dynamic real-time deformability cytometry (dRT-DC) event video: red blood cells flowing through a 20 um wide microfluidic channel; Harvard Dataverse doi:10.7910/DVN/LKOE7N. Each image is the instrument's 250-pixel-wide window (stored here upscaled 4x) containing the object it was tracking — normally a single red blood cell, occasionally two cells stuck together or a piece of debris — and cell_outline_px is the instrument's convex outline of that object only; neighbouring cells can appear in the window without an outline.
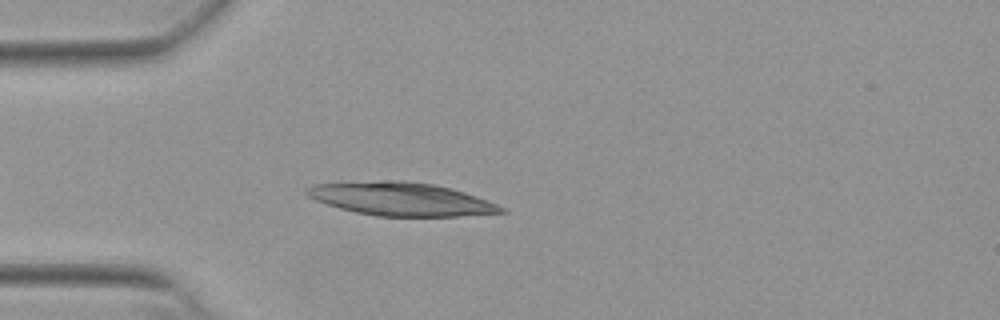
{"species": "Egyptian fruit bat (a non-hibernating species)", "species_latin": "Rousettus aegyptiacus", "temperature_condition": "warm", "stored_images_in_passage": 33, "camera_frame_rate_fps": 3000, "um_per_image_px": 0.085, "animal": {"sex": "female"}, "frame": {"image": 1, "passage_image": 6, "time_ms": 1.667, "image_size_px": [1000, 320], "cell_outline_px": [[508, 212], [456, 216], [376, 216], [356, 212], [340, 208], [316, 200], [308, 196], [304, 192], [304, 188], [312, 184], [396, 180], [432, 184], [464, 192], [476, 196], [496, 204], [504, 208]], "centroid_in_image_um": [34.06, 16.92], "position_along_channel_um": 50.9, "area_um2": 37.17}}
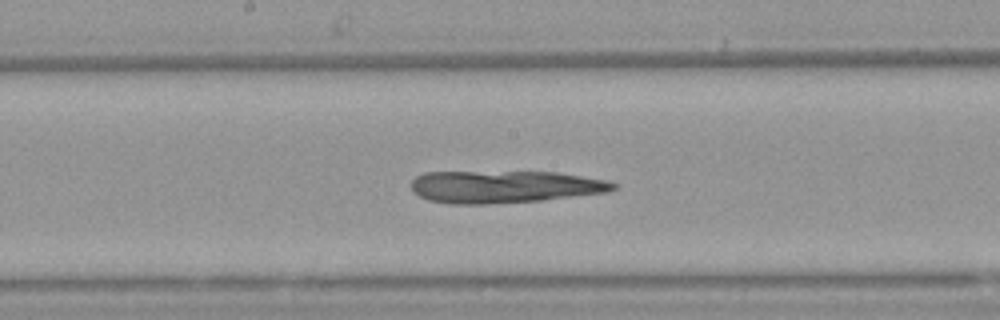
{"frame": {"image": 2, "passage_image": 19, "time_ms": 6.0, "image_size_px": [1000, 320], "cell_outline_px": [[616, 188], [608, 192], [544, 200], [488, 204], [448, 204], [428, 200], [412, 192], [412, 180], [416, 176], [424, 172], [556, 172], [608, 180], [616, 184]], "centroid_in_image_um": [42.87, 15.88], "position_along_channel_um": 205.3, "area_um2": 38.26}}
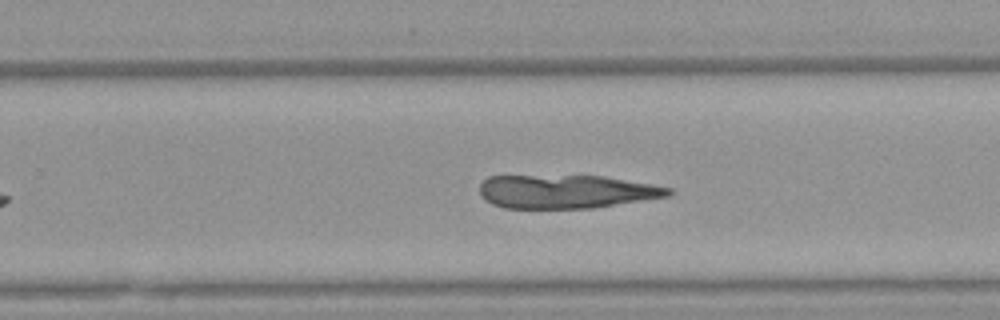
{"frame": {"image": 3, "passage_image": 25, "time_ms": 8.0, "image_size_px": [1000, 320], "cell_outline_px": [[672, 192], [668, 196], [592, 208], [504, 208], [492, 204], [484, 200], [480, 196], [480, 184], [488, 176], [604, 176], [672, 188]], "centroid_in_image_um": [48.08, 16.29], "position_along_channel_um": 281.7, "area_um2": 36.7}}